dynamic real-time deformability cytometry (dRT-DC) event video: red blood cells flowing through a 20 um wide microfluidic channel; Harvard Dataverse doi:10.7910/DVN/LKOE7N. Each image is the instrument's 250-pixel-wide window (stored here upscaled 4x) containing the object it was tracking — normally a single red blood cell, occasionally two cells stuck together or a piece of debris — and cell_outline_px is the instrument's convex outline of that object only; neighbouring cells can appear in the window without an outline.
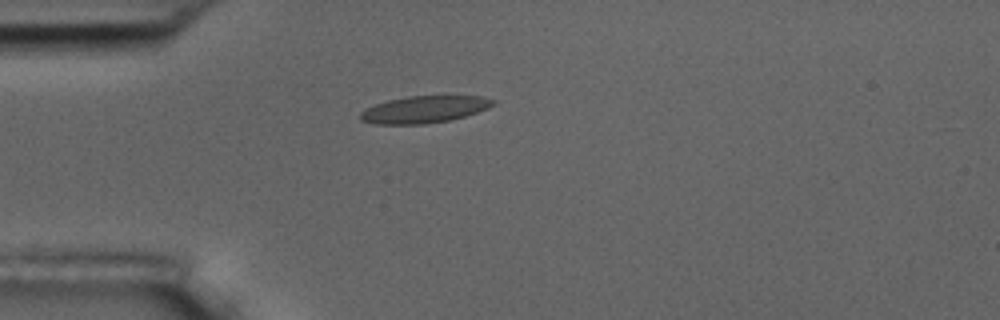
{"species": "common noctule bat (a hibernating species)", "species_latin": "Nyctalus noctula", "temperature_condition": "room temperature", "stored_images_in_passage": 2, "camera_frame_rate_fps": 3000, "um_per_image_px": 0.085, "animal": {"sex": "male", "body_mass_g": 17.5, "forearm_length_mm": 52.3}, "frame": {"image": 1, "passage_image": 2, "time_ms": 2.0, "image_size_px": [1000, 320], "cell_outline_px": [[496, 104], [488, 108], [452, 120], [424, 124], [376, 124], [360, 120], [360, 112], [364, 108], [388, 100], [408, 96], [444, 92], [480, 96], [496, 100]], "centroid_in_image_um": [36.13, 9.24], "position_along_channel_um": 48.9, "area_um2": 21.96}}